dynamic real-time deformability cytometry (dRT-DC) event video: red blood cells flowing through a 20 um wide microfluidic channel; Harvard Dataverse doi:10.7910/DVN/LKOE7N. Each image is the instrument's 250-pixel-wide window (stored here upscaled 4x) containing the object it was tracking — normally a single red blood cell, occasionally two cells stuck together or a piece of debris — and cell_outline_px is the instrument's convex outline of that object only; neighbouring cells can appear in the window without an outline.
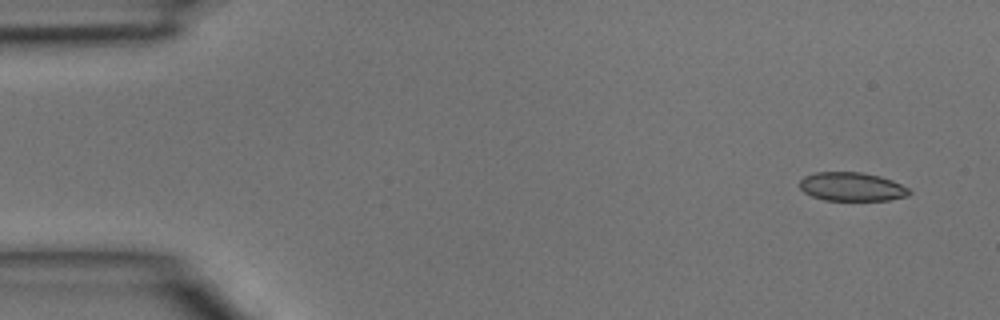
{"species": "common noctule bat (a hibernating species)", "species_latin": "Nyctalus noctula", "temperature_condition": "room temperature", "stored_images_in_passage": 5, "camera_frame_rate_fps": 3000, "um_per_image_px": 0.085, "animal": {"sex": "male", "body_mass_g": 15.6}, "frame": {"image": 1, "passage_image": 1, "time_ms": 0.0, "image_size_px": [1000, 320], "cell_outline_px": [[912, 192], [908, 196], [888, 200], [824, 200], [812, 196], [804, 192], [800, 188], [800, 180], [804, 176], [816, 172], [860, 172], [880, 176], [892, 180], [908, 188]], "centroid_in_image_um": [72.4, 15.87], "position_along_channel_um": 12.6, "area_um2": 18.32}}
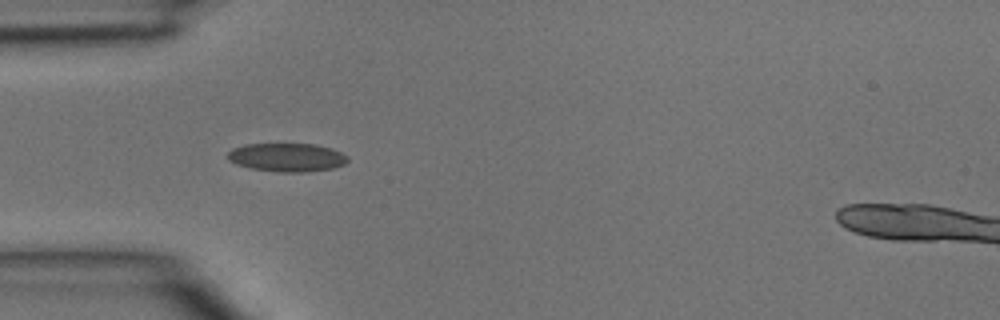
{"frame": {"image": 2, "passage_image": 4, "time_ms": 1.0, "image_size_px": [1000, 320], "cell_outline_px": [[348, 160], [344, 164], [332, 168], [304, 172], [276, 172], [248, 168], [236, 164], [228, 160], [228, 152], [232, 148], [244, 144], [316, 144], [332, 148], [348, 156]], "centroid_in_image_um": [24.37, 13.37], "position_along_channel_um": 60.6, "area_um2": 20.06}}
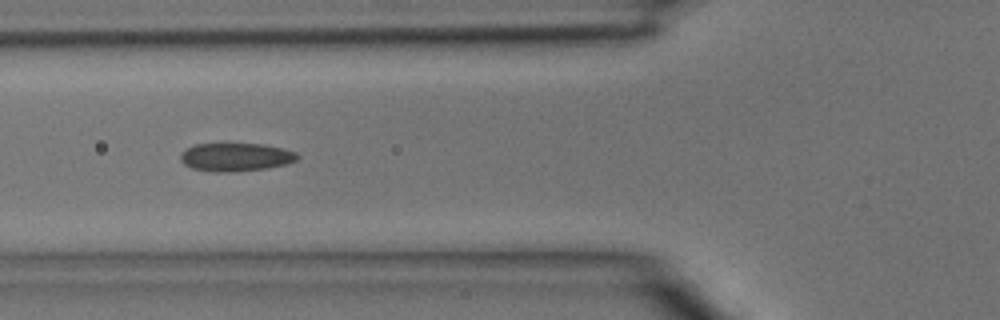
{"frame": {"image": 3, "passage_image": 5, "time_ms": 1.333, "image_size_px": [1000, 320], "cell_outline_px": [[300, 156], [296, 160], [284, 164], [264, 168], [232, 172], [212, 172], [192, 168], [184, 164], [180, 160], [180, 156], [188, 148], [196, 144], [264, 144], [296, 152]], "centroid_in_image_um": [20.02, 13.35], "position_along_channel_um": 105.8, "area_um2": 18.96}}